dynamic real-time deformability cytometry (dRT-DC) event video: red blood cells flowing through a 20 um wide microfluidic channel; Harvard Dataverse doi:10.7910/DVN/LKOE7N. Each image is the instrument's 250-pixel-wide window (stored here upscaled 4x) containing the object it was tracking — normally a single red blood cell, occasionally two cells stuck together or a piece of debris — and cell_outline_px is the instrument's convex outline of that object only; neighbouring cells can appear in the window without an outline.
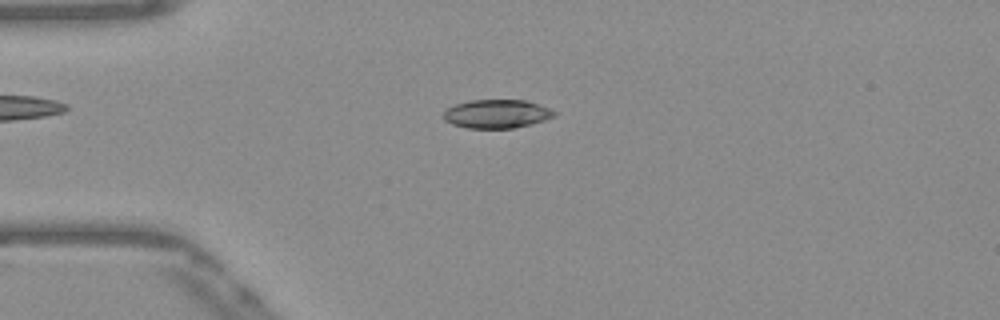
{"species": "Egyptian fruit bat (a non-hibernating species)", "species_latin": "Rousettus aegyptiacus", "temperature_condition": "warm", "stored_images_in_passage": 43, "camera_frame_rate_fps": 3000, "um_per_image_px": 0.085, "frame": {"image": 1, "passage_image": 4, "time_ms": 1.0, "image_size_px": [1000, 320], "cell_outline_px": [[556, 112], [552, 116], [544, 120], [532, 124], [512, 128], [468, 128], [452, 124], [444, 120], [444, 112], [448, 108], [456, 104], [468, 100], [524, 100], [548, 108]], "centroid_in_image_um": [42.18, 9.68], "position_along_channel_um": 42.8, "area_um2": 18.21}}
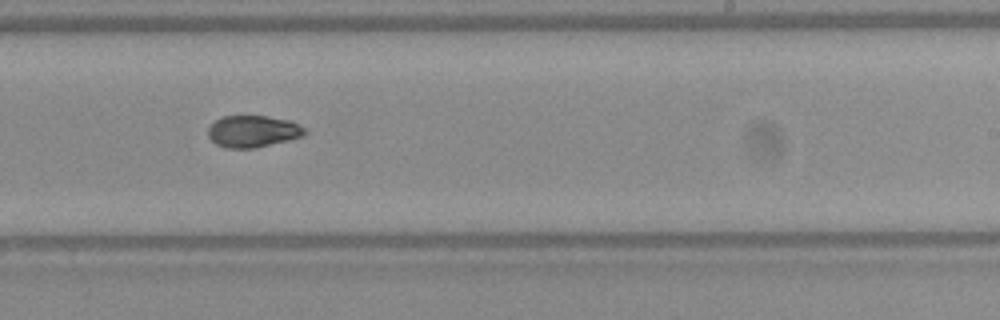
{"frame": {"image": 2, "passage_image": 23, "time_ms": 7.333, "image_size_px": [1000, 320], "cell_outline_px": [[308, 132], [304, 136], [256, 148], [224, 148], [216, 144], [208, 136], [208, 128], [216, 120], [224, 116], [268, 116], [292, 120], [304, 128]], "centroid_in_image_um": [21.52, 11.16], "position_along_channel_um": 267.5, "area_um2": 18.03}}
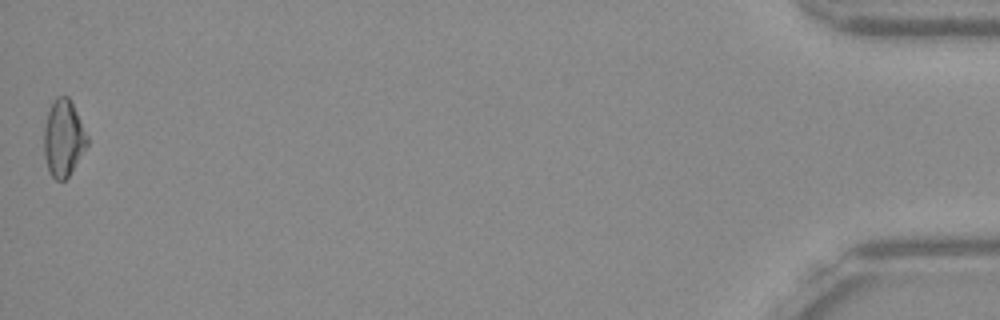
{"frame": {"image": 3, "passage_image": 43, "time_ms": 14.0, "image_size_px": [1000, 320], "cell_outline_px": [[88, 144], [68, 176], [64, 180], [56, 180], [48, 172], [44, 156], [44, 128], [48, 112], [56, 96], [68, 96], [88, 136]], "centroid_in_image_um": [5.37, 11.76], "position_along_channel_um": 429.8, "area_um2": 19.02}, "authors_computed_cell_mechanics": {"area_um2": 18.3804, "velocity_mm_per_s": 3.8757, "shape_relaxation_time_tau1_ms": 11.1288, "shape_relaxation_time_tau2_ms": 6.278, "deformation_change_tau1": 0.2631, "deformation_change_tau2": 0.0966}}